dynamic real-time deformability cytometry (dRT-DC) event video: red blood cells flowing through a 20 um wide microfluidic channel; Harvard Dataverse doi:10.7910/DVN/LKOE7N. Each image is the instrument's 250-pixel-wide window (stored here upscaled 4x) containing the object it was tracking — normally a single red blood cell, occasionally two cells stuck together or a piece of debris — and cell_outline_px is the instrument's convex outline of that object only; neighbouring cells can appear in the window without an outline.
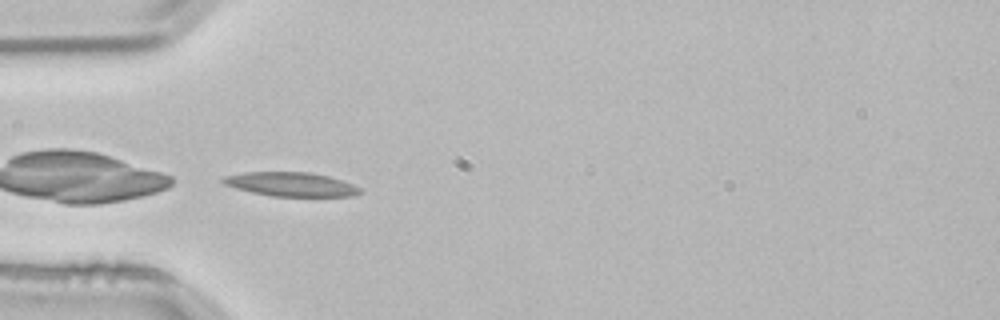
{"species": "common noctule bat (a hibernating species)", "species_latin": "Nyctalus noctula", "temperature_condition": "room temperature", "stored_images_in_passage": 4, "camera_frame_rate_fps": 3000, "um_per_image_px": 0.085, "animal": {"sex": "male", "body_mass_g": 21.5, "forearm_length_mm": 52.0}, "frame": {"image": 1, "passage_image": 4, "time_ms": 1.0, "image_size_px": [1000, 320], "cell_outline_px": [[364, 192], [352, 196], [272, 196], [252, 192], [236, 188], [224, 184], [220, 180], [224, 176], [244, 172], [308, 172], [328, 176], [352, 184], [360, 188]], "centroid_in_image_um": [24.72, 15.66], "position_along_channel_um": 60.3, "area_um2": 19.07}}